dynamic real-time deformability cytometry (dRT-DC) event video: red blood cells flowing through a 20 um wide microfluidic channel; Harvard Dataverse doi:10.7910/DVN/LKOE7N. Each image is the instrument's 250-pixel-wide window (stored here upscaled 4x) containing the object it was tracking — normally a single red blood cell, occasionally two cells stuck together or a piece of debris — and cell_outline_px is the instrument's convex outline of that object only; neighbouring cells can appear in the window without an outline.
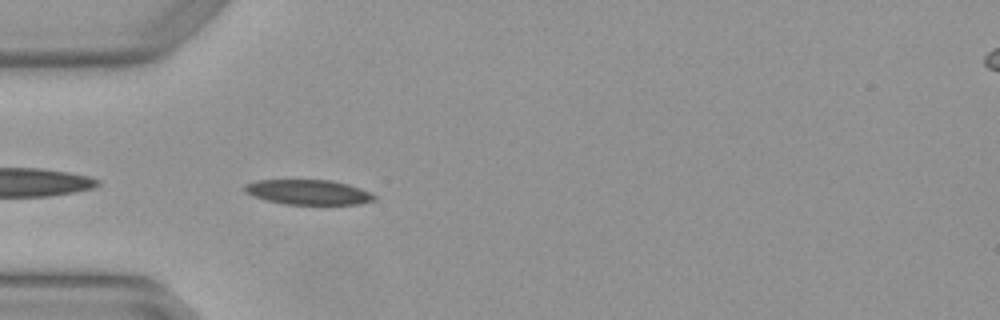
{"species": "Egyptian fruit bat (a non-hibernating species)", "species_latin": "Rousettus aegyptiacus", "temperature_condition": "warm", "stored_images_in_passage": 5, "camera_frame_rate_fps": 3000, "um_per_image_px": 0.085, "animal": {"sex": "female"}, "frame": {"image": 1, "passage_image": 5, "time_ms": 1.333, "image_size_px": [1000, 320], "cell_outline_px": [[376, 200], [360, 204], [284, 204], [252, 196], [244, 192], [244, 184], [256, 180], [332, 180], [348, 184], [360, 188], [376, 196]], "centroid_in_image_um": [26.19, 16.33], "position_along_channel_um": 58.8, "area_um2": 18.84}}